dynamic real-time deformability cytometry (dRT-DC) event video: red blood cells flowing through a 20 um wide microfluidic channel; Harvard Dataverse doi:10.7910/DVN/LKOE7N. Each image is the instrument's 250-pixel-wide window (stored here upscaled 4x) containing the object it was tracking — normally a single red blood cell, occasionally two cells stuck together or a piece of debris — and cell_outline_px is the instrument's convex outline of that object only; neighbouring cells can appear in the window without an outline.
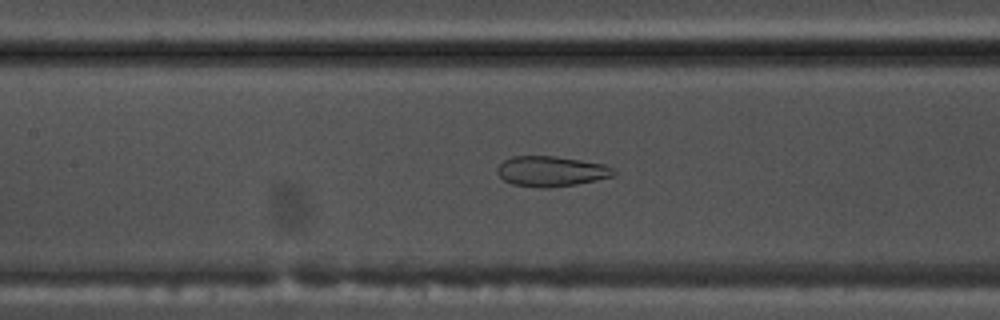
{"species": "common noctule bat (a hibernating species)", "species_latin": "Nyctalus noctula", "temperature_condition": "warm", "stored_images_in_passage": 43, "camera_frame_rate_fps": 3000, "um_per_image_px": 0.085, "animal": {"sex": "male", "body_mass_g": 17.5, "forearm_length_mm": 52.3}, "frame": {"image": 1, "passage_image": 14, "time_ms": 4.333, "image_size_px": [1000, 320], "cell_outline_px": [[616, 172], [612, 176], [596, 180], [576, 184], [548, 188], [540, 188], [512, 184], [504, 180], [496, 172], [496, 168], [504, 160], [512, 156], [556, 156], [604, 164], [612, 168]], "centroid_in_image_um": [46.82, 14.56], "position_along_channel_um": 160.6, "area_um2": 20.52}}
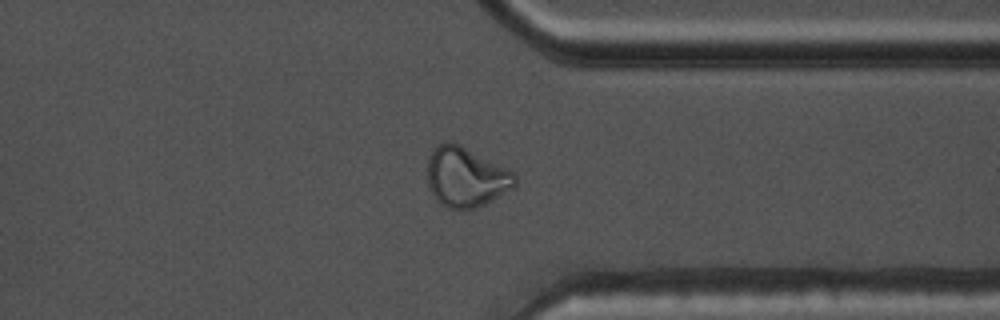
{"frame": {"image": 2, "passage_image": 31, "time_ms": 10.0, "image_size_px": [1000, 320], "cell_outline_px": [[516, 184], [512, 188], [484, 204], [476, 208], [448, 208], [440, 204], [436, 200], [428, 188], [428, 156], [440, 144], [448, 140], [460, 144], [516, 172]], "centroid_in_image_um": [39.6, 15.04], "position_along_channel_um": 371.8, "area_um2": 30.52}}
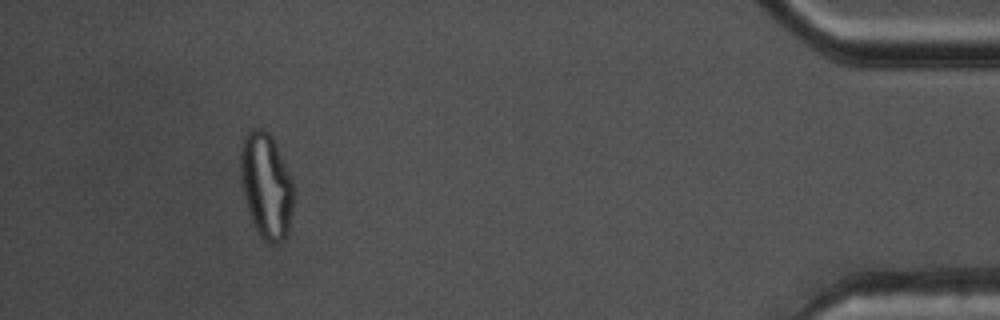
{"frame": {"image": 3, "passage_image": 39, "time_ms": 12.667, "image_size_px": [1000, 320], "cell_outline_px": [[292, 208], [288, 232], [284, 240], [276, 244], [268, 244], [260, 236], [252, 220], [244, 196], [240, 180], [240, 152], [244, 136], [252, 128], [260, 128], [268, 132], [272, 136], [276, 144], [292, 180]], "centroid_in_image_um": [22.61, 15.77], "position_along_channel_um": 412.6, "area_um2": 32.43}, "authors_computed_cell_mechanics": {"area_um2": 27.3394, "velocity_mm_per_s": 3.7725, "shape_relaxation_time_tau1_ms": null, "shape_relaxation_time_tau2_ms": 1.3831, "deformation_change_tau1": null, "deformation_change_tau2": 0.0846}}